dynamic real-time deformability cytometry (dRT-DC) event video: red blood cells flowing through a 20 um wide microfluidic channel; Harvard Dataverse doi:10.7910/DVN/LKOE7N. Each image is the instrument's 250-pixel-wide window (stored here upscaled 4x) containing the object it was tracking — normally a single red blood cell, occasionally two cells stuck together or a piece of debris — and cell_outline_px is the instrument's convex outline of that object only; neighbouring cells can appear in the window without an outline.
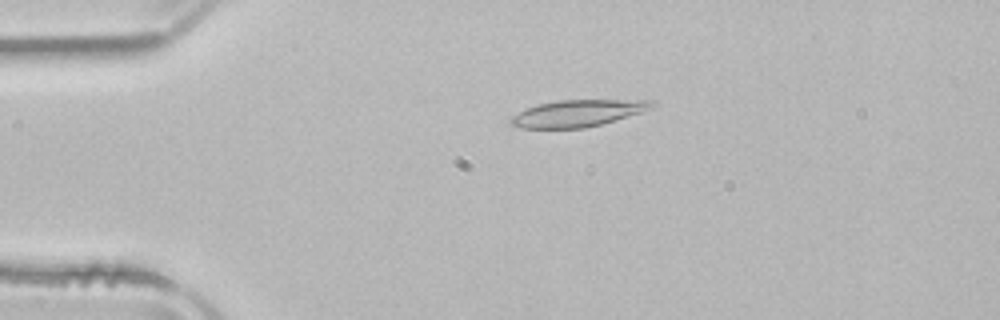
{"species": "common noctule bat (a hibernating species)", "species_latin": "Nyctalus noctula", "temperature_condition": "room temperature", "stored_images_in_passage": 49, "camera_frame_rate_fps": 3000, "um_per_image_px": 0.085, "animal": {"sex": "male", "body_mass_g": 21.5, "forearm_length_mm": 52.0}, "frame": {"image": 1, "passage_image": 9, "time_ms": 2.667, "image_size_px": [1000, 320], "cell_outline_px": [[656, 104], [640, 112], [600, 124], [584, 128], [520, 128], [512, 124], [512, 116], [524, 108], [540, 104], [560, 100], [648, 100]], "centroid_in_image_um": [49.04, 9.62], "position_along_channel_um": 36.0, "area_um2": 21.44}}
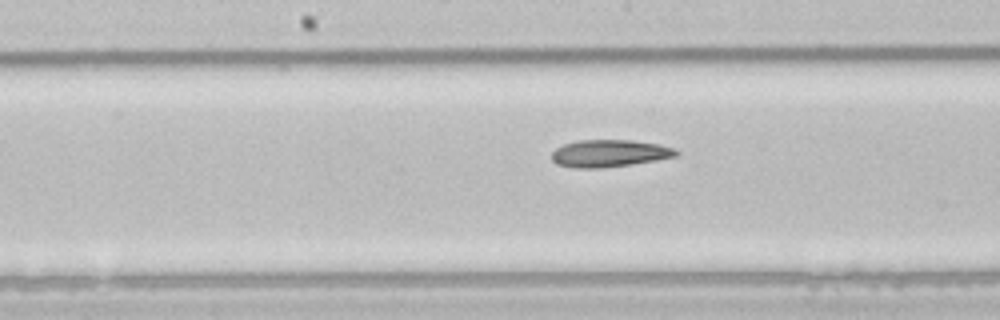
{"frame": {"image": 2, "passage_image": 24, "time_ms": 7.667, "image_size_px": [1000, 320], "cell_outline_px": [[680, 152], [676, 156], [656, 160], [632, 164], [600, 168], [576, 168], [556, 164], [552, 160], [552, 152], [556, 148], [564, 144], [576, 140], [632, 140], [660, 144], [676, 148]], "centroid_in_image_um": [51.81, 13.03], "position_along_channel_um": 196.4, "area_um2": 19.88}}
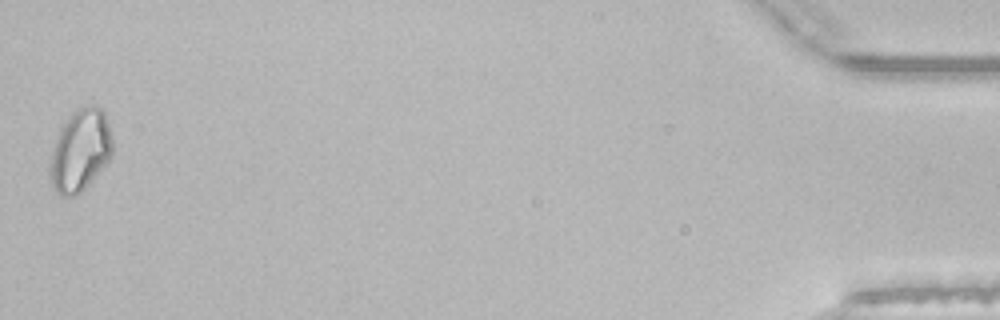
{"frame": {"image": 3, "passage_image": 49, "time_ms": 16.0, "image_size_px": [1000, 320], "cell_outline_px": [[112, 156], [88, 184], [80, 192], [72, 196], [60, 196], [56, 192], [52, 184], [52, 148], [60, 128], [68, 116], [80, 108], [92, 104], [100, 108], [104, 112], [112, 136]], "centroid_in_image_um": [6.85, 12.76], "position_along_channel_um": 428.4, "area_um2": 29.19}}